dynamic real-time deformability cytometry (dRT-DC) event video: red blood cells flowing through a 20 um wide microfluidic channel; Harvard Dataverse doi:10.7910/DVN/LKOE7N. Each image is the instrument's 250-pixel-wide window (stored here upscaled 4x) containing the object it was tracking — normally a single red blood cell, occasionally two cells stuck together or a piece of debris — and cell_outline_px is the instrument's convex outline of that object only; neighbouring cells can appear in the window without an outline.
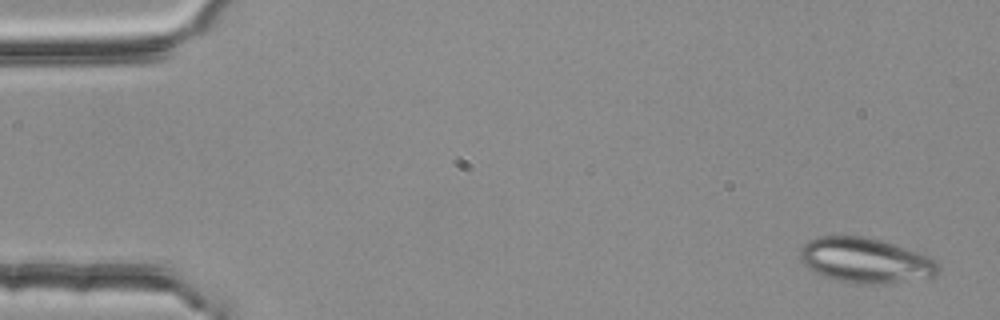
{"species": "common noctule bat (a hibernating species)", "species_latin": "Nyctalus noctula", "temperature_condition": "room temperature", "stored_images_in_passage": 4, "camera_frame_rate_fps": 3000, "um_per_image_px": 0.085, "animal": {"sex": "female", "body_mass_g": 25.1}, "frame": {"image": 1, "passage_image": 1, "time_ms": 0.0, "image_size_px": [1000, 320], "cell_outline_px": [[940, 272], [936, 276], [892, 284], [860, 284], [836, 280], [824, 276], [808, 268], [800, 260], [800, 252], [804, 244], [808, 240], [816, 236], [864, 236], [880, 240], [928, 256], [936, 260], [940, 264]], "centroid_in_image_um": [73.59, 22.15], "position_along_channel_um": 11.4, "area_um2": 36.53}}